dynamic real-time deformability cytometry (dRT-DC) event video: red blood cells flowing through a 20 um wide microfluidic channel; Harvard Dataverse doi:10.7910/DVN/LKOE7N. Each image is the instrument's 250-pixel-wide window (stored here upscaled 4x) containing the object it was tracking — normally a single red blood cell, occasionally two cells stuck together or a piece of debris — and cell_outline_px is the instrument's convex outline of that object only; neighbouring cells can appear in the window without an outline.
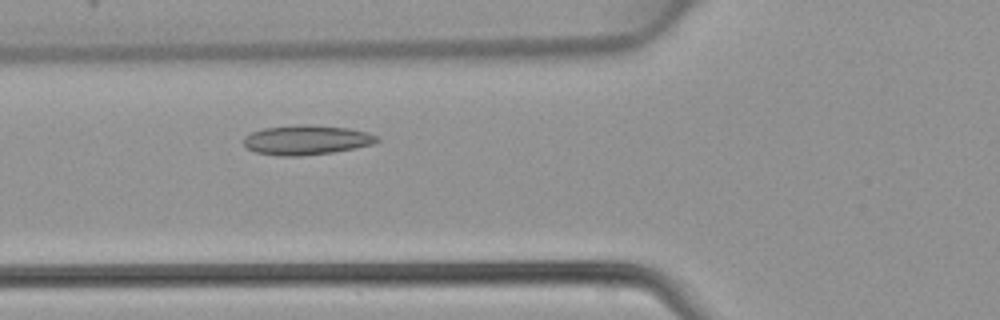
{"species": "common noctule bat (a hibernating species)", "species_latin": "Nyctalus noctula", "temperature_condition": "warm", "stored_images_in_passage": 36, "camera_frame_rate_fps": 3000, "um_per_image_px": 0.085, "animal": {"sex": "female", "body_mass_g": 22.7, "forearm_length_mm": 54.2}, "frame": {"image": 1, "passage_image": 7, "time_ms": 2.0, "image_size_px": [1000, 320], "cell_outline_px": [[380, 140], [372, 144], [356, 148], [332, 152], [300, 156], [276, 156], [256, 152], [248, 148], [244, 144], [244, 136], [252, 132], [264, 128], [296, 124], [308, 124], [348, 128], [368, 132], [380, 136]], "centroid_in_image_um": [26.07, 11.89], "position_along_channel_um": 99.7, "area_um2": 23.18}}
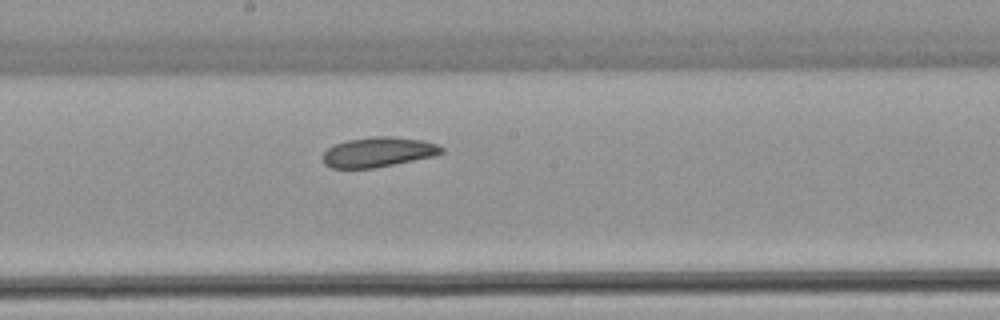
{"frame": {"image": 2, "passage_image": 15, "time_ms": 4.667, "image_size_px": [1000, 320], "cell_outline_px": [[444, 152], [432, 156], [372, 168], [332, 168], [324, 164], [320, 156], [328, 148], [336, 144], [348, 140], [372, 136], [388, 136], [420, 140], [436, 144], [444, 148]], "centroid_in_image_um": [32.09, 12.92], "position_along_channel_um": 216.1, "area_um2": 20.4}}
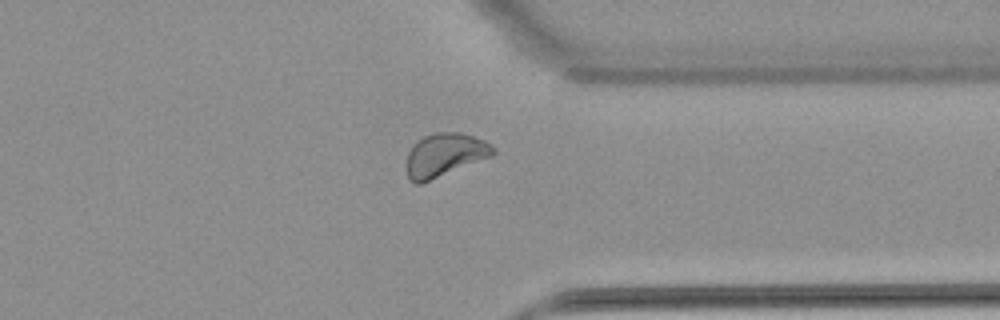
{"frame": {"image": 3, "passage_image": 26, "time_ms": 8.333, "image_size_px": [1000, 320], "cell_outline_px": [[496, 152], [492, 156], [420, 184], [416, 184], [408, 180], [408, 152], [424, 136], [436, 132], [460, 132], [484, 140], [496, 148]], "centroid_in_image_um": [37.83, 13.17], "position_along_channel_um": 373.6, "area_um2": 21.5}}